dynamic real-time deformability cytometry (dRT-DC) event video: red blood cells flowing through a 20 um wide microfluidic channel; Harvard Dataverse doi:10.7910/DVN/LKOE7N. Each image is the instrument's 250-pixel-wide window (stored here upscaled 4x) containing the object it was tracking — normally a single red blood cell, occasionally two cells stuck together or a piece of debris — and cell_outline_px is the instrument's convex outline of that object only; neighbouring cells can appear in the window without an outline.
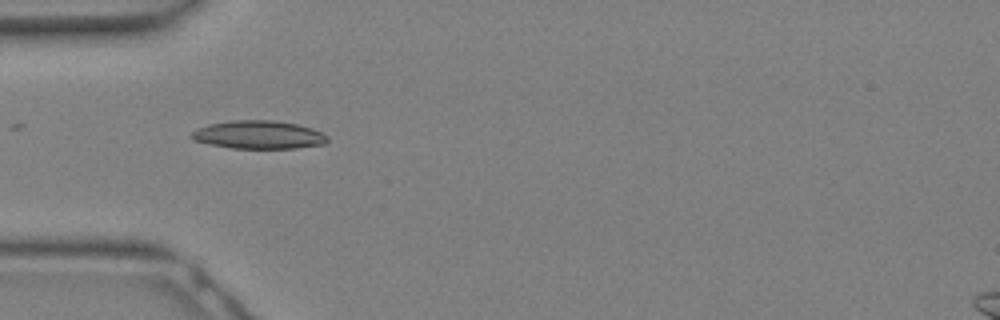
{"species": "Egyptian fruit bat (a non-hibernating species)", "species_latin": "Rousettus aegyptiacus", "temperature_condition": "warm", "stored_images_in_passage": 9, "camera_frame_rate_fps": 3000, "um_per_image_px": 0.085, "animal": {"sex": "female"}, "frame": {"image": 1, "passage_image": 7, "time_ms": 2.0, "image_size_px": [1000, 320], "cell_outline_px": [[328, 140], [324, 144], [296, 148], [232, 148], [208, 144], [192, 140], [192, 132], [196, 128], [208, 124], [232, 120], [272, 120], [296, 124], [312, 128], [328, 136]], "centroid_in_image_um": [21.96, 11.45], "position_along_channel_um": 63.0, "area_um2": 22.31}}